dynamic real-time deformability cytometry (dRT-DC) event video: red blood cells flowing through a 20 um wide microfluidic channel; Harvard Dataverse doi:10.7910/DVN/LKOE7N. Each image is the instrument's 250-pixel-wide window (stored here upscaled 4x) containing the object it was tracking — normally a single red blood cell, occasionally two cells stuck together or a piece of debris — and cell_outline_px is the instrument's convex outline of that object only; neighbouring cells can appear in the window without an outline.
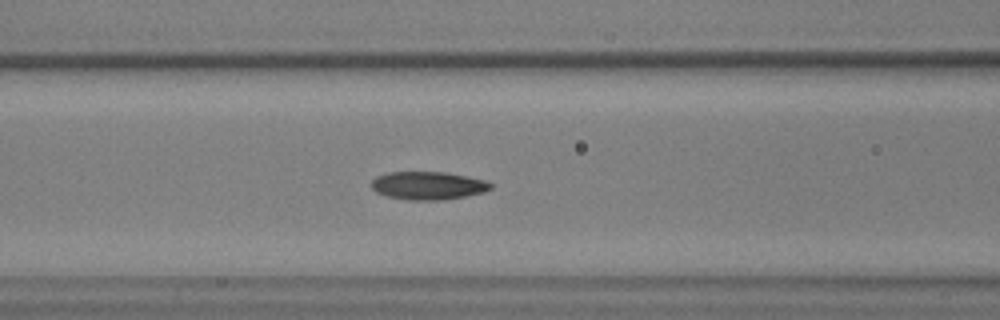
{"species": "common noctule bat (a hibernating species)", "species_latin": "Nyctalus noctula", "temperature_condition": "warm", "stored_images_in_passage": 42, "camera_frame_rate_fps": 3000, "um_per_image_px": 0.085, "animal": {"sex": "male", "body_mass_g": 17.9, "forearm_length_mm": 54.2}, "frame": {"image": 1, "passage_image": 8, "time_ms": 2.333, "image_size_px": [1000, 320], "cell_outline_px": [[492, 188], [484, 192], [468, 196], [444, 200], [408, 200], [388, 196], [376, 192], [372, 188], [372, 180], [376, 176], [388, 172], [444, 172], [484, 180], [492, 184]], "centroid_in_image_um": [36.38, 15.78], "position_along_channel_um": 130.2, "area_um2": 19.48}}
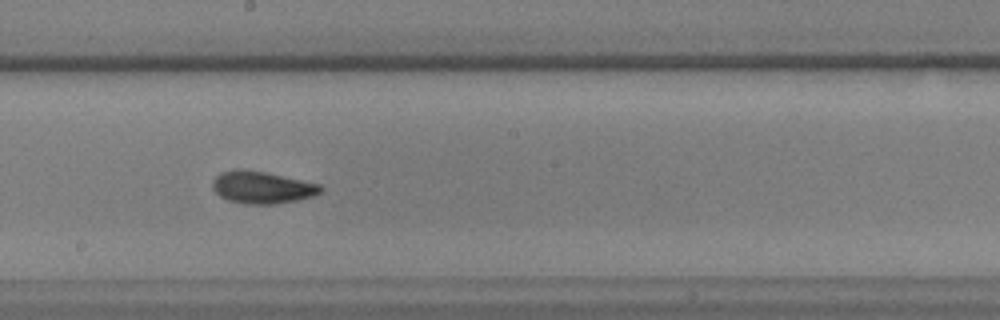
{"frame": {"image": 2, "passage_image": 16, "time_ms": 5.0, "image_size_px": [1000, 320], "cell_outline_px": [[324, 188], [320, 192], [312, 196], [296, 200], [276, 204], [248, 204], [228, 200], [220, 196], [212, 188], [212, 180], [220, 172], [236, 168], [244, 168], [264, 172], [320, 184]], "centroid_in_image_um": [22.23, 15.91], "position_along_channel_um": 226.0, "area_um2": 20.29}}
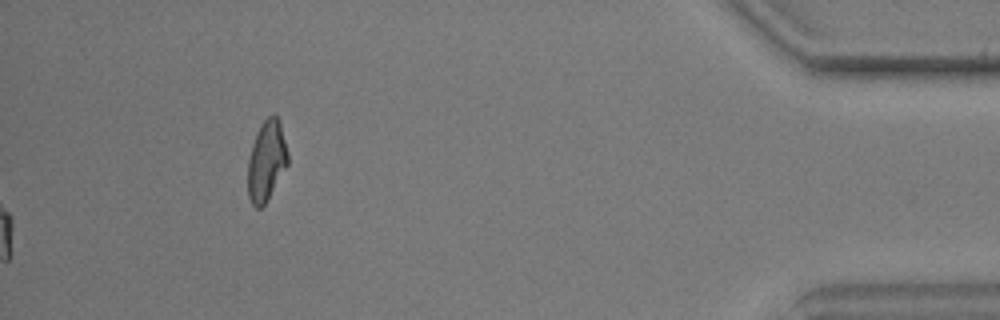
{"frame": {"image": 3, "passage_image": 42, "time_ms": 13.667, "image_size_px": [1000, 320], "cell_outline_px": [[288, 164], [264, 204], [260, 208], [256, 208], [252, 204], [248, 196], [248, 160], [252, 144], [256, 132], [260, 124], [272, 112], [276, 116], [280, 124], [288, 152]], "centroid_in_image_um": [22.64, 13.64], "position_along_channel_um": 412.6, "area_um2": 18.55}, "authors_computed_cell_mechanics": {"area_um2": 19.4786, "velocity_mm_per_s": 3.5915, "shape_relaxation_time_tau1_ms": 4.3397, "shape_relaxation_time_tau2_ms": 1.8998, "deformation_change_tau1": 0.1438, "deformation_change_tau2": 0.0676}}